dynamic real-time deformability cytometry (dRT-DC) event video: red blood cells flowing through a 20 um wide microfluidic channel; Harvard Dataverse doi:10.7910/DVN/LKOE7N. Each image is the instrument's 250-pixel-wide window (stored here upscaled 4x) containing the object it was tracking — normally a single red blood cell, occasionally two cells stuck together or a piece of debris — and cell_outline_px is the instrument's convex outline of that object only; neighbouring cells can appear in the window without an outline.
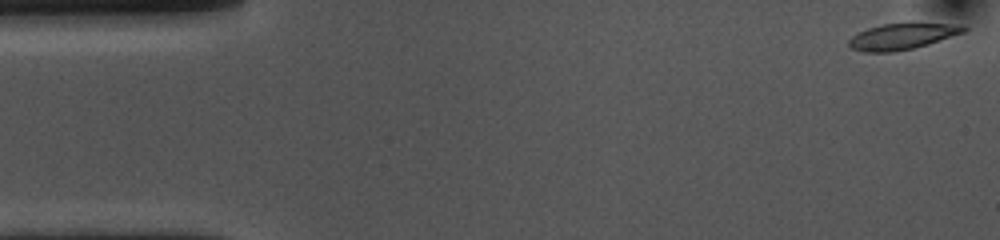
{"species": "common noctule bat (a hibernating species)", "species_latin": "Nyctalus noctula", "temperature_condition": "cold", "stored_images_in_passage": 55, "camera_frame_rate_fps": 3000, "um_per_image_px": 0.085, "animal": {"sex": "female", "body_mass_g": 10.0, "forearm_length_mm": 53.1}, "frame": {"image": 1, "passage_image": 1, "time_ms": 0.0, "image_size_px": [1000, 240], "cell_outline_px": [[968, 28], [964, 32], [928, 44], [912, 48], [892, 52], [864, 52], [852, 48], [848, 44], [848, 40], [852, 36], [868, 28], [884, 24], [908, 20], [912, 20], [948, 24]], "centroid_in_image_um": [76.67, 3.05], "position_along_channel_um": 8.3, "area_um2": 17.8}}
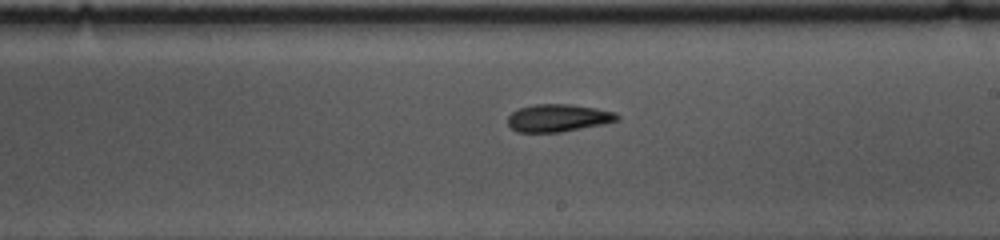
{"frame": {"image": 2, "passage_image": 30, "time_ms": 9.667, "image_size_px": [1000, 240], "cell_outline_px": [[620, 120], [604, 124], [560, 132], [516, 132], [508, 124], [508, 116], [512, 112], [520, 108], [536, 104], [568, 104], [596, 108], [616, 112], [620, 116]], "centroid_in_image_um": [47.47, 10.03], "position_along_channel_um": 241.5, "area_um2": 17.57}}
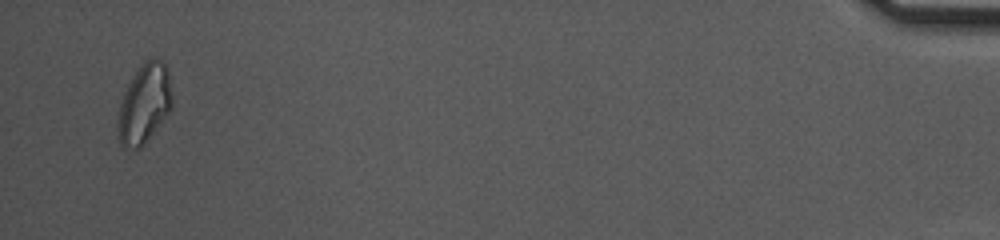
{"frame": {"image": 3, "passage_image": 53, "time_ms": 17.333, "image_size_px": [1000, 240], "cell_outline_px": [[172, 104], [168, 112], [144, 144], [140, 148], [124, 148], [120, 144], [116, 136], [116, 120], [120, 104], [124, 92], [128, 84], [140, 64], [148, 56], [156, 56], [168, 68], [172, 96]], "centroid_in_image_um": [12.23, 8.79], "position_along_channel_um": 423.0, "area_um2": 25.43}, "authors_computed_cell_mechanics": {"area_um2": 17.9758, "velocity_mm_per_s": 3.5349, "shape_relaxation_time_tau1_ms": 8.0304, "shape_relaxation_time_tau2_ms": 9.5027, "deformation_change_tau1": 0.1857, "deformation_change_tau2": 0.1585}}